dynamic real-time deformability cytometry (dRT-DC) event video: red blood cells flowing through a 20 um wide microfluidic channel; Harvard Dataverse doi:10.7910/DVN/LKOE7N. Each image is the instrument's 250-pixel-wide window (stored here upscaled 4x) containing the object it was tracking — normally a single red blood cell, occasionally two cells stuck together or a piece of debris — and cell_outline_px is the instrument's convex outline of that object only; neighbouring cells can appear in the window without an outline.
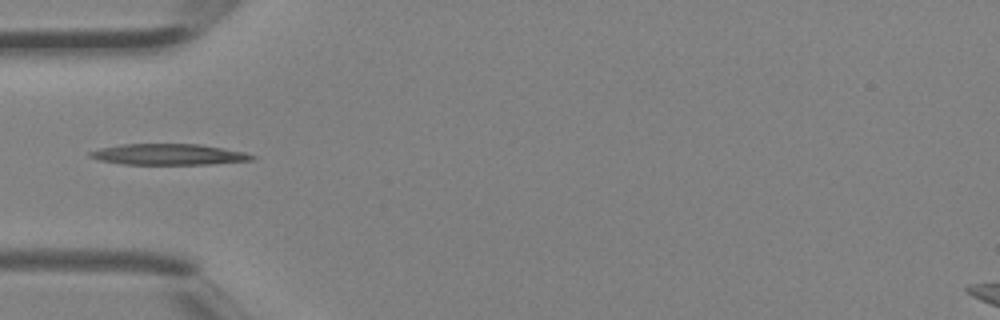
{"species": "Egyptian fruit bat (a non-hibernating species)", "species_latin": "Rousettus aegyptiacus", "temperature_condition": "room temperature", "stored_images_in_passage": 2, "segment_of_instrument_passage": [2, 2], "camera_frame_rate_fps": 3000, "um_per_image_px": 0.085, "animal": {"sex": "female"}, "frame": {"image": 1, "passage_image": 2, "time_ms": 0.333, "image_size_px": [1000, 320], "cell_outline_px": [[256, 156], [252, 160], [208, 164], [124, 164], [100, 160], [88, 156], [88, 152], [100, 148], [124, 144], [200, 144], [244, 152]], "centroid_in_image_um": [14.31, 13.12], "position_along_channel_um": 70.7, "area_um2": 19.59}}